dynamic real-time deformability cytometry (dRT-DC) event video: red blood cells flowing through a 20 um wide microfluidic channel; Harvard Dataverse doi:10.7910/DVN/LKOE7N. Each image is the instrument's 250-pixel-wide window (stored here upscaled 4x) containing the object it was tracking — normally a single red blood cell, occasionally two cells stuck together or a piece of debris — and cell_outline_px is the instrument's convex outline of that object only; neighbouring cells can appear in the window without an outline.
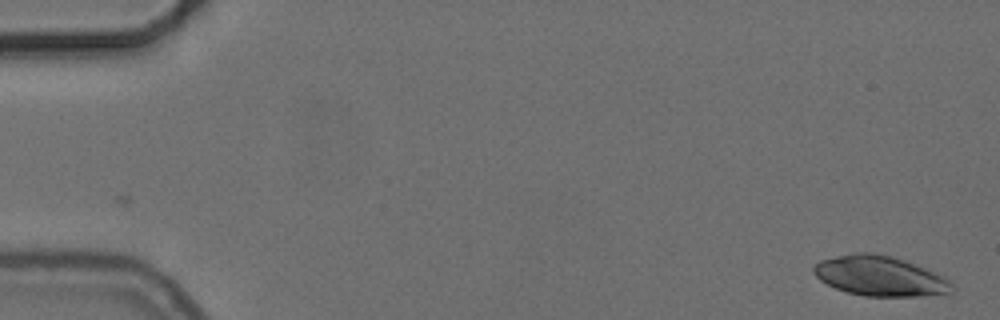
{"species": "common noctule bat (a hibernating species)", "species_latin": "Nyctalus noctula", "temperature_condition": "cold", "stored_images_in_passage": 54, "camera_frame_rate_fps": 3000, "um_per_image_px": 0.085, "animal": {"sex": "female", "body_mass_g": 24.6, "forearm_length_mm": 56.2}, "frame": {"image": 1, "passage_image": 1, "time_ms": 0.0, "image_size_px": [1000, 320], "cell_outline_px": [[956, 288], [948, 292], [920, 296], [864, 296], [848, 292], [836, 288], [820, 280], [812, 272], [812, 268], [820, 260], [852, 252], [872, 252], [892, 256], [904, 260], [936, 272], [952, 280]], "centroid_in_image_um": [74.81, 23.45], "position_along_channel_um": 10.2, "area_um2": 32.37}}
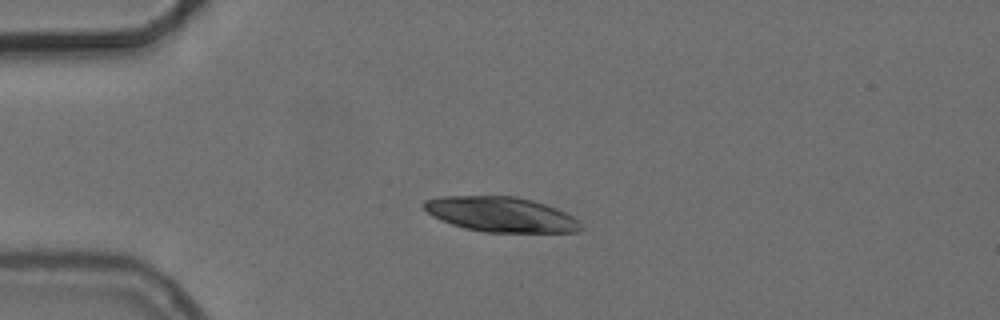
{"frame": {"image": 2, "passage_image": 13, "time_ms": 4.0, "image_size_px": [1000, 320], "cell_outline_px": [[584, 228], [580, 232], [484, 232], [464, 228], [440, 220], [432, 216], [420, 204], [424, 200], [440, 196], [516, 196], [532, 200], [556, 208], [580, 220]], "centroid_in_image_um": [42.58, 18.22], "position_along_channel_um": 42.4, "area_um2": 32.25}}
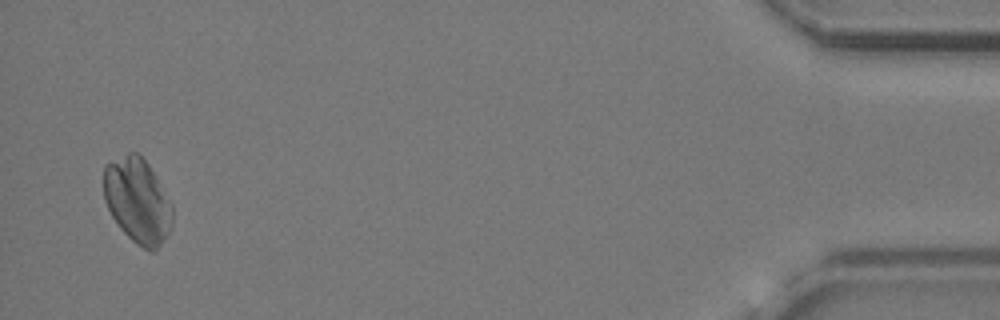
{"frame": {"image": 3, "passage_image": 53, "time_ms": 17.333, "image_size_px": [1000, 320], "cell_outline_px": [[172, 228], [168, 236], [152, 252], [148, 252], [136, 244], [120, 228], [112, 216], [104, 200], [104, 164], [128, 152], [136, 152], [148, 164], [156, 176], [172, 204]], "centroid_in_image_um": [11.69, 17.07], "position_along_channel_um": 423.5, "area_um2": 34.16}}